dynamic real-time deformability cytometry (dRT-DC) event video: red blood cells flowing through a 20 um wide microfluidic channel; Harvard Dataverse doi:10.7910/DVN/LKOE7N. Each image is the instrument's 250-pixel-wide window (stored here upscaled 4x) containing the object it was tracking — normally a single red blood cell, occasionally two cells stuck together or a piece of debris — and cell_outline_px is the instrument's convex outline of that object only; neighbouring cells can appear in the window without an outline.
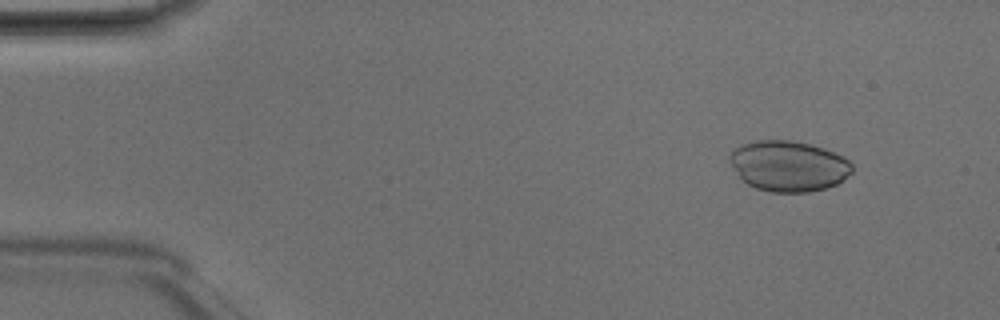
{"species": "Egyptian fruit bat (a non-hibernating species)", "species_latin": "Rousettus aegyptiacus", "temperature_condition": "room temperature", "stored_images_in_passage": 5, "camera_frame_rate_fps": 3000, "um_per_image_px": 0.085, "animal": {"sex": "male"}, "frame": {"image": 1, "passage_image": 2, "time_ms": 0.333, "image_size_px": [1000, 320], "cell_outline_px": [[852, 172], [844, 180], [836, 184], [824, 188], [808, 192], [772, 192], [756, 188], [748, 184], [740, 176], [728, 160], [728, 156], [740, 144], [756, 140], [788, 140], [808, 144], [824, 148], [844, 156], [852, 164]], "centroid_in_image_um": [67.04, 14.1], "position_along_channel_um": 18.0, "area_um2": 36.01}}